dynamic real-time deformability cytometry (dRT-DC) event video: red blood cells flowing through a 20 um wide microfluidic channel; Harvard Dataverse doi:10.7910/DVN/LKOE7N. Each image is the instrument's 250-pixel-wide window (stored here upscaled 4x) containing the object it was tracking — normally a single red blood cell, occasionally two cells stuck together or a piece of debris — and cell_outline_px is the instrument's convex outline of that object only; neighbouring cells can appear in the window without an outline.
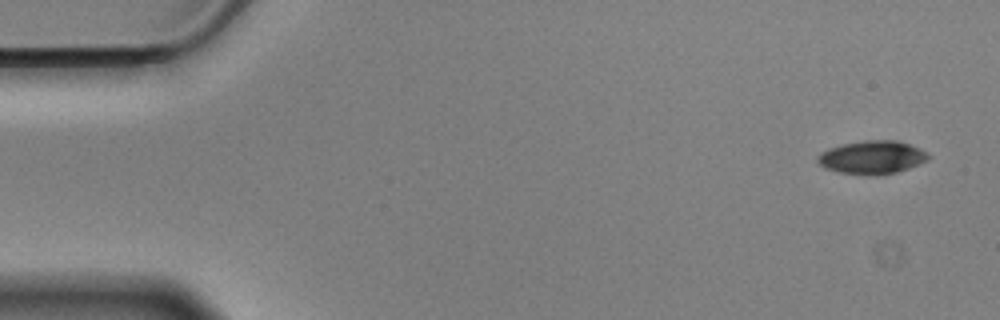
{"species": "Egyptian fruit bat (a non-hibernating species)", "species_latin": "Rousettus aegyptiacus", "temperature_condition": "cold", "stored_images_in_passage": 55, "camera_frame_rate_fps": 3000, "um_per_image_px": 0.085, "animal": {"sex": "male"}, "frame": {"image": 1, "passage_image": 1, "time_ms": 0.0, "image_size_px": [1000, 320], "cell_outline_px": [[928, 160], [908, 168], [896, 172], [876, 176], [868, 176], [840, 172], [824, 168], [816, 160], [824, 152], [832, 148], [844, 144], [864, 140], [896, 140], [920, 148], [928, 156]], "centroid_in_image_um": [74.14, 13.39], "position_along_channel_um": 10.9, "area_um2": 21.1}}
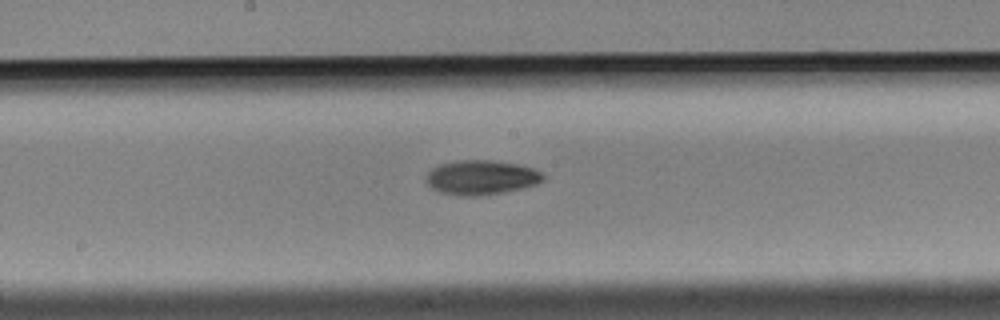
{"frame": {"image": 2, "passage_image": 28, "time_ms": 9.0, "image_size_px": [1000, 320], "cell_outline_px": [[544, 180], [536, 184], [524, 188], [504, 192], [476, 196], [464, 196], [440, 192], [432, 188], [428, 184], [428, 172], [432, 168], [440, 164], [456, 160], [488, 160], [516, 164], [532, 168], [540, 172], [544, 176]], "centroid_in_image_um": [40.92, 15.08], "position_along_channel_um": 207.3, "area_um2": 23.29}}
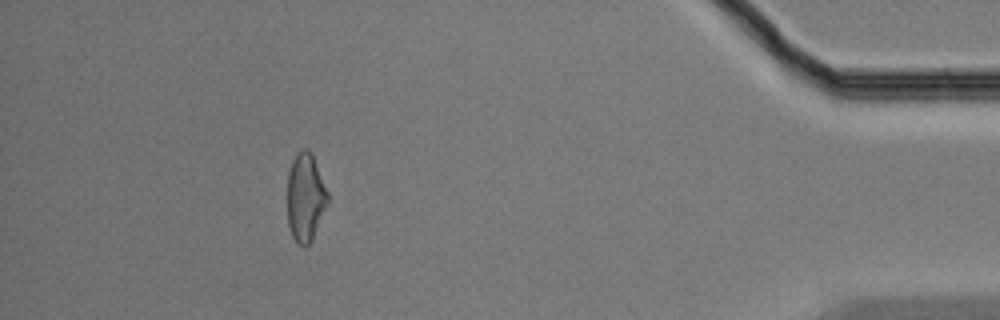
{"frame": {"image": 3, "passage_image": 50, "time_ms": 16.333, "image_size_px": [1000, 320], "cell_outline_px": [[328, 204], [312, 240], [304, 248], [296, 244], [292, 236], [288, 224], [288, 172], [292, 160], [296, 152], [300, 148], [308, 148], [312, 152], [328, 192]], "centroid_in_image_um": [25.96, 16.76], "position_along_channel_um": 409.2, "area_um2": 21.15}, "authors_computed_cell_mechanics": {"area_um2": 22.0218, "velocity_mm_per_s": 3.5088, "shape_relaxation_time_tau1_ms": 3.8342, "shape_relaxation_time_tau2_ms": null, "deformation_change_tau1": 0.1179, "deformation_change_tau2": null}}